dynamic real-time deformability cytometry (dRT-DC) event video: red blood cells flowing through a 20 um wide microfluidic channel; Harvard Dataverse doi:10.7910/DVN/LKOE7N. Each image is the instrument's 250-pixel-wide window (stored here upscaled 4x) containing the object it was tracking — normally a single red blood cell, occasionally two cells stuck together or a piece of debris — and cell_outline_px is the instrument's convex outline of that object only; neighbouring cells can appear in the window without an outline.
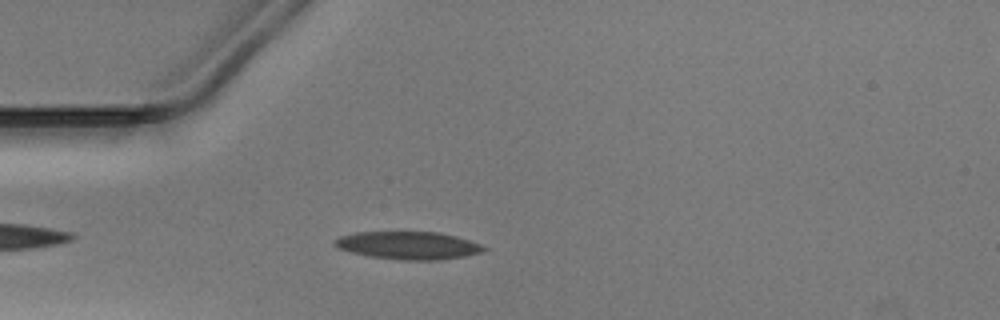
{"species": "Egyptian fruit bat (a non-hibernating species)", "species_latin": "Rousettus aegyptiacus", "temperature_condition": "warm", "stored_images_in_passage": 26, "camera_frame_rate_fps": 3000, "um_per_image_px": 0.085, "animal": {"sex": "male"}, "frame": {"image": 1, "passage_image": 5, "time_ms": 1.333, "image_size_px": [1000, 320], "cell_outline_px": [[488, 248], [484, 252], [464, 256], [440, 260], [400, 260], [372, 256], [352, 252], [336, 248], [332, 244], [332, 240], [340, 236], [356, 232], [440, 232], [456, 236], [484, 244]], "centroid_in_image_um": [34.74, 20.85], "position_along_channel_um": 50.3, "area_um2": 24.39}}
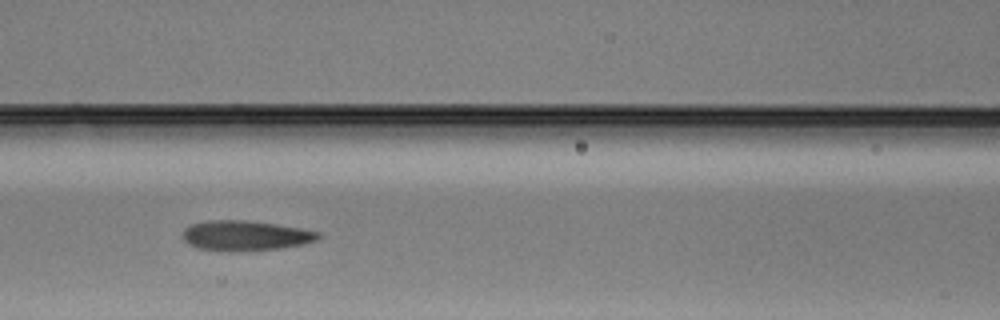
{"frame": {"image": 2, "passage_image": 13, "time_ms": 4.0, "image_size_px": [1000, 320], "cell_outline_px": [[320, 236], [316, 240], [304, 244], [280, 248], [240, 252], [224, 252], [200, 248], [188, 244], [180, 236], [184, 228], [192, 224], [208, 220], [248, 220], [276, 224], [300, 228], [320, 232]], "centroid_in_image_um": [20.82, 20.03], "position_along_channel_um": 145.8, "area_um2": 24.1}}
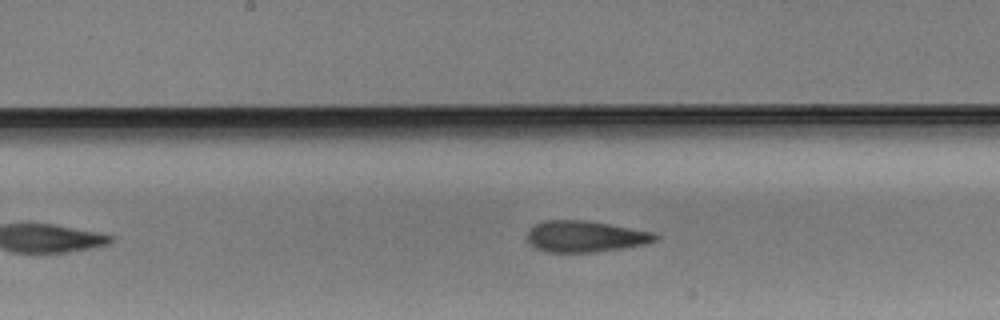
{"frame": {"image": 3, "passage_image": 17, "time_ms": 5.333, "image_size_px": [1000, 320], "cell_outline_px": [[660, 236], [656, 240], [648, 244], [624, 248], [596, 252], [544, 252], [536, 248], [528, 240], [528, 228], [544, 220], [584, 220], [656, 232]], "centroid_in_image_um": [49.79, 20.1], "position_along_channel_um": 198.4, "area_um2": 23.52}}